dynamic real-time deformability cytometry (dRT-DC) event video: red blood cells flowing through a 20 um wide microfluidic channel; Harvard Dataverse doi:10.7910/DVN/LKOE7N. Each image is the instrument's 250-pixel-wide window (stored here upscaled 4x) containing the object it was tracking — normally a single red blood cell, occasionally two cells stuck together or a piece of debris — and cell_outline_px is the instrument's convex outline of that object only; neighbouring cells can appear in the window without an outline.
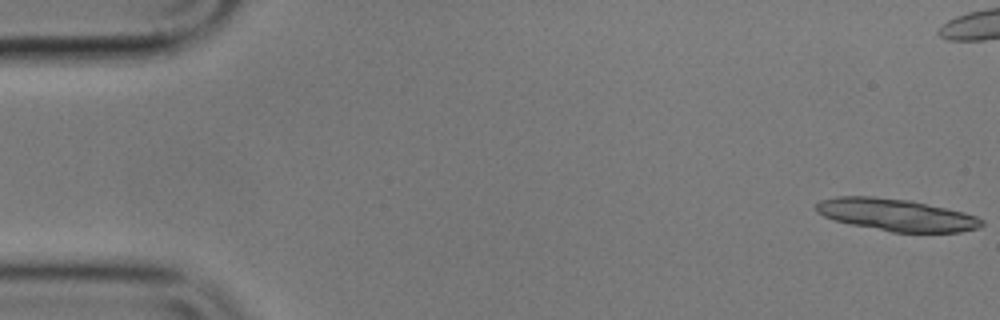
{"species": "common noctule bat (a hibernating species)", "species_latin": "Nyctalus noctula", "temperature_condition": "cold", "stored_images_in_passage": 9, "camera_frame_rate_fps": 3000, "um_per_image_px": 0.085, "animal": {"sex": "male", "body_mass_g": 17.9}, "frame": {"image": 1, "passage_image": 1, "time_ms": 0.0, "image_size_px": [1000, 320], "cell_outline_px": [[984, 224], [980, 228], [960, 232], [892, 232], [852, 224], [836, 220], [824, 216], [816, 212], [816, 204], [820, 200], [836, 196], [872, 196], [908, 200], [964, 212], [976, 216], [984, 220]], "centroid_in_image_um": [76.2, 18.26], "position_along_channel_um": 8.8, "area_um2": 30.87}}